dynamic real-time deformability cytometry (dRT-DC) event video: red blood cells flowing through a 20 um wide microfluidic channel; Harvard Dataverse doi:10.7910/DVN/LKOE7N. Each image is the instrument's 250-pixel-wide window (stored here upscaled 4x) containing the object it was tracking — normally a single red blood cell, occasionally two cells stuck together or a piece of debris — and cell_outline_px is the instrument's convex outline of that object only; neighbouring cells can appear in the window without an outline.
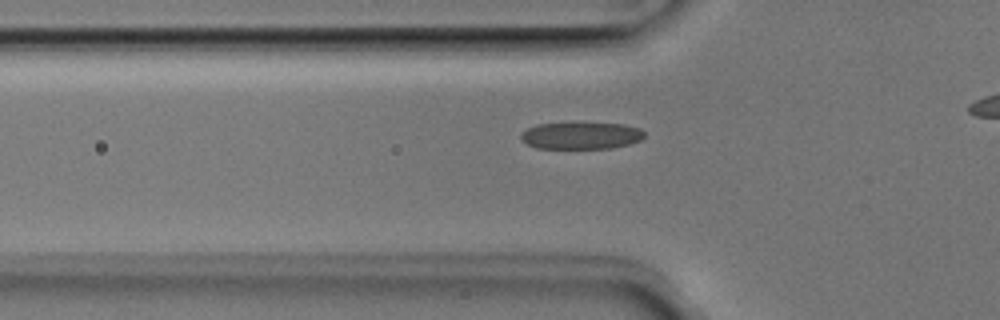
{"species": "Egyptian fruit bat (a non-hibernating species)", "species_latin": "Rousettus aegyptiacus", "temperature_condition": "room temperature", "stored_images_in_passage": 30, "camera_frame_rate_fps": 3000, "um_per_image_px": 0.085, "animal": {"sex": "male"}, "frame": {"image": 1, "passage_image": 5, "time_ms": 1.333, "image_size_px": [1000, 320], "cell_outline_px": [[644, 136], [640, 140], [628, 144], [612, 148], [536, 148], [528, 144], [520, 136], [520, 132], [536, 124], [624, 124], [640, 128], [644, 132]], "centroid_in_image_um": [49.39, 11.54], "position_along_channel_um": 76.4, "area_um2": 19.02}}
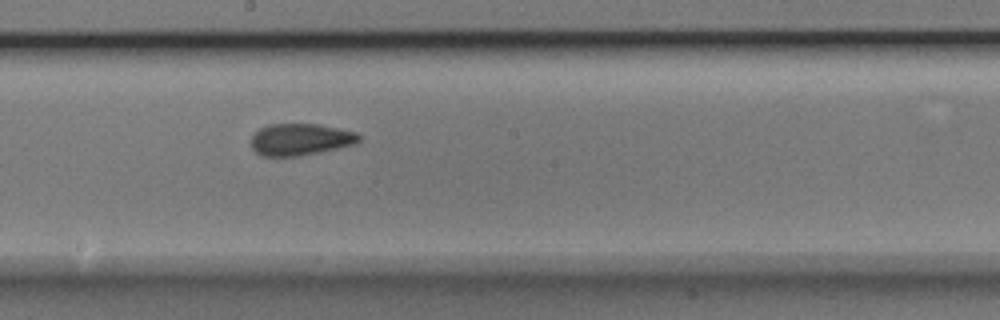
{"frame": {"image": 2, "passage_image": 16, "time_ms": 5.0, "image_size_px": [1000, 320], "cell_outline_px": [[360, 140], [356, 144], [320, 152], [300, 156], [260, 156], [252, 148], [252, 136], [260, 128], [268, 124], [320, 124], [356, 132], [360, 136]], "centroid_in_image_um": [25.54, 11.85], "position_along_channel_um": 222.7, "area_um2": 20.06}}
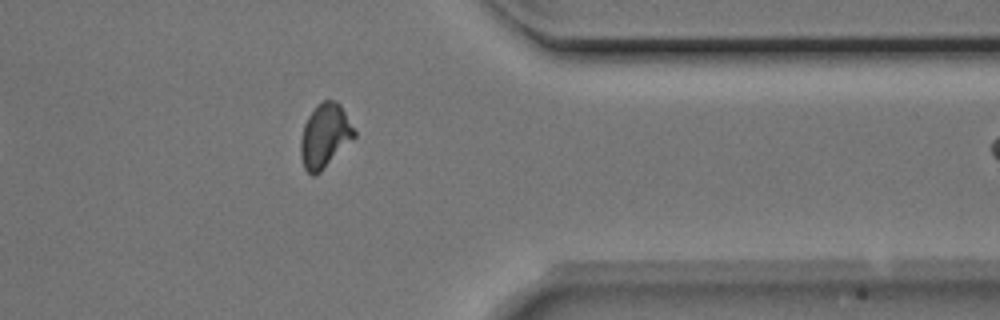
{"frame": {"image": 3, "passage_image": 29, "time_ms": 9.333, "image_size_px": [1000, 320], "cell_outline_px": [[356, 136], [316, 176], [312, 176], [304, 168], [300, 156], [300, 140], [304, 124], [308, 116], [316, 104], [324, 100], [336, 100], [340, 104], [356, 132]], "centroid_in_image_um": [27.59, 11.54], "position_along_channel_um": 383.8, "area_um2": 20.0}}